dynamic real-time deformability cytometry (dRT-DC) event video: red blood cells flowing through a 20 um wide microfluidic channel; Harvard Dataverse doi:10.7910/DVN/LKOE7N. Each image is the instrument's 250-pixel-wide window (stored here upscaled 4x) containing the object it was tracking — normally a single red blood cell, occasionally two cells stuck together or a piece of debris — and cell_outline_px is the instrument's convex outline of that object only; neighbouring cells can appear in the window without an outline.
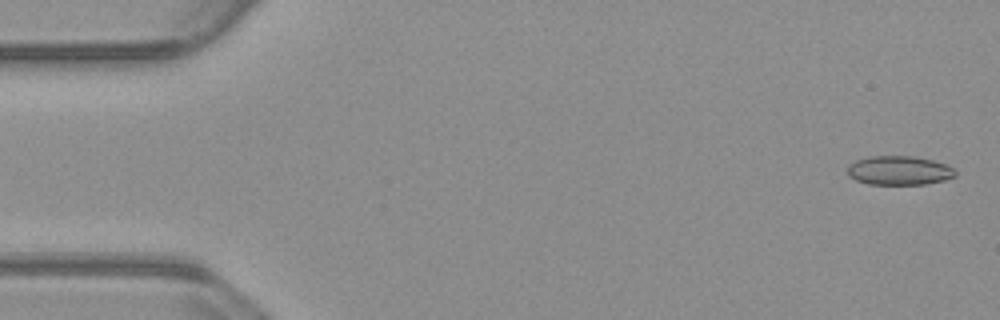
{"species": "common noctule bat (a hibernating species)", "species_latin": "Nyctalus noctula", "temperature_condition": "warm", "stored_images_in_passage": 7, "camera_frame_rate_fps": 3000, "um_per_image_px": 0.085, "animal": {"sex": "male", "body_mass_g": 23.1, "forearm_length_mm": 52.7}, "frame": {"image": 1, "passage_image": 2, "time_ms": 0.333, "image_size_px": [1000, 320], "cell_outline_px": [[956, 176], [944, 180], [924, 184], [868, 184], [856, 180], [848, 176], [848, 164], [856, 160], [868, 156], [916, 156], [932, 160], [944, 164], [952, 168], [956, 172]], "centroid_in_image_um": [76.4, 14.48], "position_along_channel_um": 8.6, "area_um2": 18.26}}